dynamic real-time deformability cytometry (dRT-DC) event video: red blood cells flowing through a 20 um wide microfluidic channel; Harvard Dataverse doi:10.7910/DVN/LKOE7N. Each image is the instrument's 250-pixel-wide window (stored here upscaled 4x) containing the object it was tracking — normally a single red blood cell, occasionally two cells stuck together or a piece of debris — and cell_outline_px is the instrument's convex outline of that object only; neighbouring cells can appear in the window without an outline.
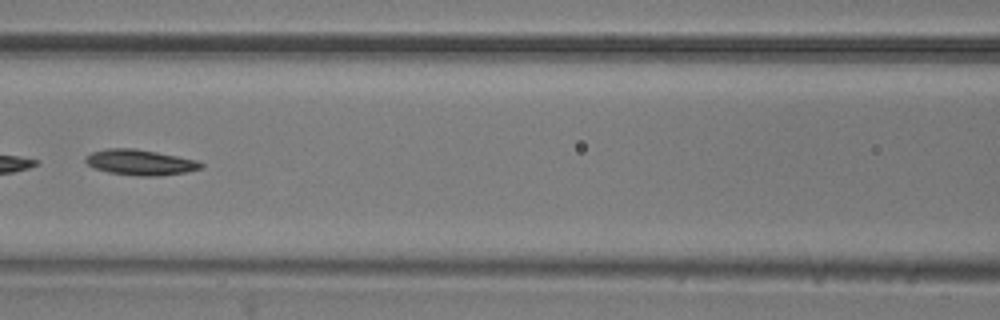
{"species": "common noctule bat (a hibernating species)", "species_latin": "Nyctalus noctula", "temperature_condition": "room temperature", "stored_images_in_passage": 10, "camera_frame_rate_fps": 3000, "um_per_image_px": 0.085, "animal": {"sex": "male", "body_mass_g": 20.5, "forearm_length_mm": 52.5}, "frame": {"image": 1, "passage_image": 6, "time_ms": 1.667, "image_size_px": [1000, 320], "cell_outline_px": [[204, 168], [184, 172], [156, 176], [140, 176], [108, 172], [92, 168], [84, 160], [84, 156], [92, 152], [108, 148], [136, 148], [196, 160], [204, 164]], "centroid_in_image_um": [11.88, 13.79], "position_along_channel_um": 154.7, "area_um2": 17.17}}
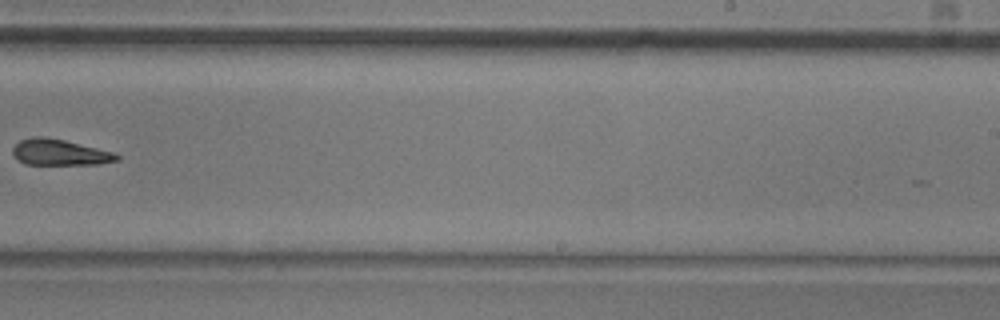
{"frame": {"image": 2, "passage_image": 9, "time_ms": 2.667, "image_size_px": [1000, 320], "cell_outline_px": [[120, 160], [96, 164], [24, 164], [16, 160], [12, 152], [12, 148], [20, 140], [32, 136], [40, 136], [64, 140], [112, 152], [120, 156]], "centroid_in_image_um": [5.02, 12.95], "position_along_channel_um": 284.0, "area_um2": 15.66}}
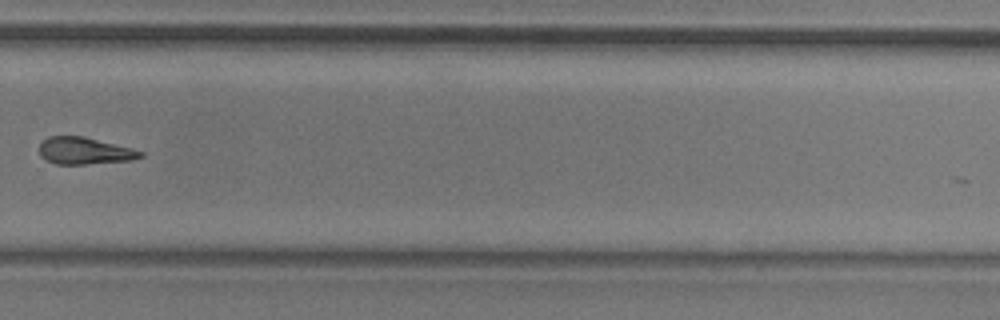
{"frame": {"image": 3, "passage_image": 10, "time_ms": 3.0, "image_size_px": [1000, 320], "cell_outline_px": [[144, 156], [132, 160], [84, 164], [56, 164], [40, 156], [40, 144], [48, 136], [84, 136], [132, 148], [144, 152]], "centroid_in_image_um": [7.21, 12.82], "position_along_channel_um": 322.6, "area_um2": 15.84}}